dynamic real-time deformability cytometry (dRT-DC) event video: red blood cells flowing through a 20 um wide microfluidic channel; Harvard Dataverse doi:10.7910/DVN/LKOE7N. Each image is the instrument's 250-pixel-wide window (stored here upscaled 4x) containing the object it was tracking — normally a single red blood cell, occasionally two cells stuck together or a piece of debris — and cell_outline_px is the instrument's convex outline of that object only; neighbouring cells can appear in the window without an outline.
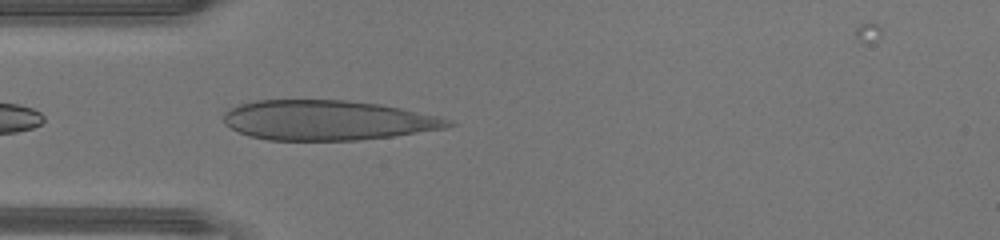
{"species": "human", "species_latin": "Homo sapiens", "temperature_condition": "warm", "stored_images_in_passage": 32, "camera_frame_rate_fps": 3000, "um_per_image_px": 0.085, "donor": {"sex": "male"}, "frame": {"image": 1, "passage_image": 1, "time_ms": 0.0, "image_size_px": [1000, 240], "cell_outline_px": [[456, 124], [448, 128], [392, 136], [360, 140], [268, 140], [248, 136], [224, 124], [224, 112], [228, 108], [236, 104], [256, 100], [348, 100], [380, 104], [440, 116], [452, 120]], "centroid_in_image_um": [27.84, 10.21], "position_along_channel_um": 57.2, "area_um2": 52.6}}
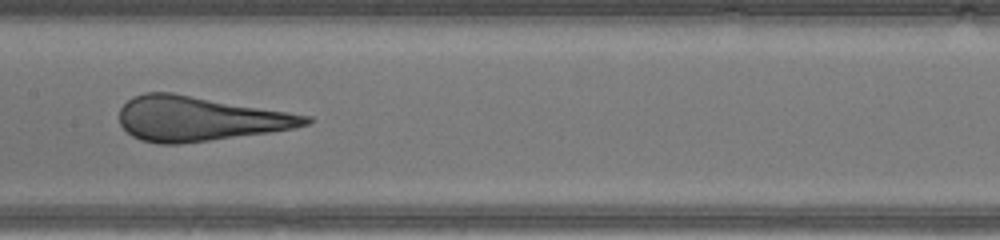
{"frame": {"image": 2, "passage_image": 10, "time_ms": 3.0, "image_size_px": [1000, 240], "cell_outline_px": [[312, 120], [308, 124], [296, 128], [268, 132], [180, 144], [160, 144], [140, 140], [132, 136], [120, 124], [120, 108], [132, 96], [144, 92], [172, 92], [312, 116]], "centroid_in_image_um": [16.92, 10.08], "position_along_channel_um": 190.5, "area_um2": 48.26}}
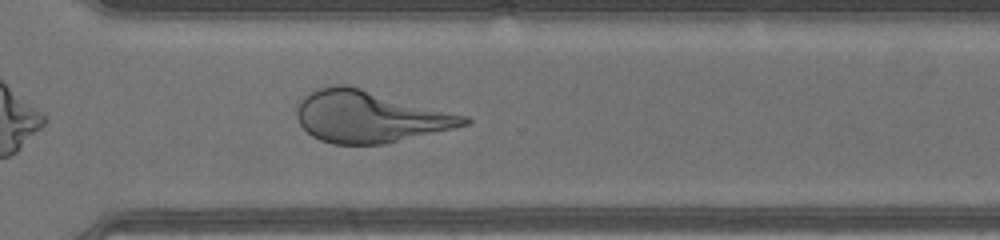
{"frame": {"image": 3, "passage_image": 20, "time_ms": 6.333, "image_size_px": [1000, 240], "cell_outline_px": [[472, 124], [384, 144], [332, 144], [320, 140], [312, 136], [300, 124], [296, 116], [296, 104], [312, 88], [332, 84], [348, 84], [468, 116], [472, 120]], "centroid_in_image_um": [31.4, 9.89], "position_along_channel_um": 339.2, "area_um2": 50.98}, "authors_computed_cell_mechanics": {"area_um2": 49.6791, "velocity_mm_per_s": 4.4797, "shape_relaxation_time_tau1_ms": 7.3789, "shape_relaxation_time_tau2_ms": null, "deformation_change_tau1": 0.2818, "deformation_change_tau2": null}}